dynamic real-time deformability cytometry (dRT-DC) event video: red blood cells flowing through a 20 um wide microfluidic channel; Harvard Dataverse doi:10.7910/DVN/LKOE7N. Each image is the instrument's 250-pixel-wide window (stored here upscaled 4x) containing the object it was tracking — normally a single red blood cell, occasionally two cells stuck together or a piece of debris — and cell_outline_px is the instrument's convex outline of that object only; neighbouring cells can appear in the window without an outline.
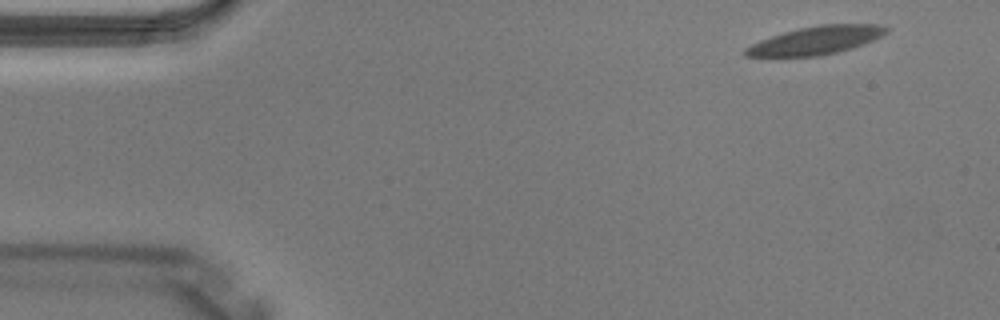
{"species": "Egyptian fruit bat (a non-hibernating species)", "species_latin": "Rousettus aegyptiacus", "temperature_condition": "warm", "stored_images_in_passage": 4, "camera_frame_rate_fps": 3000, "um_per_image_px": 0.085, "animal": {"sex": "male"}, "frame": {"image": 1, "passage_image": 1, "time_ms": 0.0, "image_size_px": [1000, 320], "cell_outline_px": [[888, 32], [864, 44], [852, 48], [836, 52], [816, 56], [744, 56], [744, 48], [760, 40], [784, 32], [800, 28], [824, 24], [880, 24], [888, 28]], "centroid_in_image_um": [69.37, 3.42], "position_along_channel_um": 15.6, "area_um2": 22.77}}